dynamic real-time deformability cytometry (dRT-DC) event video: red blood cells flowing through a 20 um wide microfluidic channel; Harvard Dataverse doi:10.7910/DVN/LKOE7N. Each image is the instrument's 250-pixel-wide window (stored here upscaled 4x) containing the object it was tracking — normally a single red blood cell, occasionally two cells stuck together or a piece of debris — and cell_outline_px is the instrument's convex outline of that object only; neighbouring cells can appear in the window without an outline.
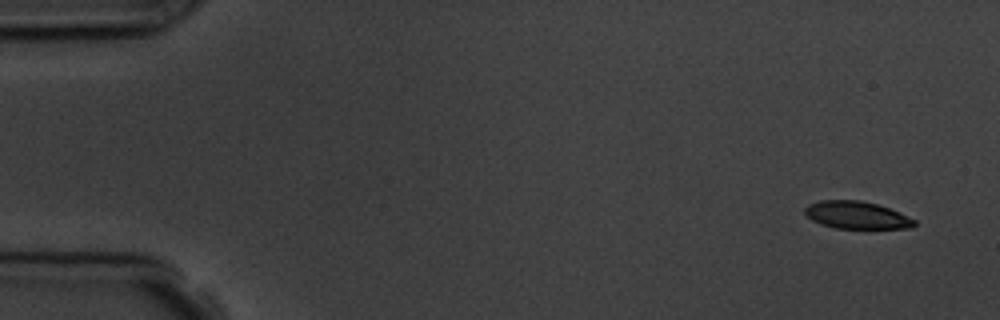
{"species": "common noctule bat (a hibernating species)", "species_latin": "Nyctalus noctula", "temperature_condition": "room temperature", "stored_images_in_passage": 4, "camera_frame_rate_fps": 3000, "um_per_image_px": 0.085, "animal": {"sex": "male", "body_mass_g": 19.5, "forearm_length_mm": 54.6}, "frame": {"image": 1, "passage_image": 1, "time_ms": 0.0, "image_size_px": [1000, 320], "cell_outline_px": [[916, 224], [912, 228], [836, 228], [820, 224], [812, 220], [804, 212], [804, 208], [808, 204], [820, 200], [860, 200], [876, 204], [888, 208], [916, 220]], "centroid_in_image_um": [72.78, 18.28], "position_along_channel_um": 12.2, "area_um2": 17.4}}
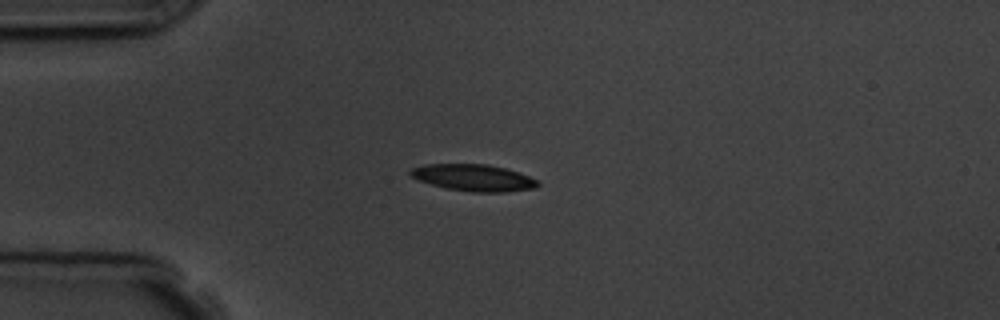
{"frame": {"image": 2, "passage_image": 4, "time_ms": 3.667, "image_size_px": [1000, 320], "cell_outline_px": [[540, 184], [532, 188], [504, 192], [472, 192], [448, 188], [432, 184], [420, 180], [412, 176], [408, 172], [412, 168], [424, 164], [488, 164], [504, 168], [528, 176], [536, 180]], "centroid_in_image_um": [40.23, 15.09], "position_along_channel_um": 44.8, "area_um2": 19.42}}